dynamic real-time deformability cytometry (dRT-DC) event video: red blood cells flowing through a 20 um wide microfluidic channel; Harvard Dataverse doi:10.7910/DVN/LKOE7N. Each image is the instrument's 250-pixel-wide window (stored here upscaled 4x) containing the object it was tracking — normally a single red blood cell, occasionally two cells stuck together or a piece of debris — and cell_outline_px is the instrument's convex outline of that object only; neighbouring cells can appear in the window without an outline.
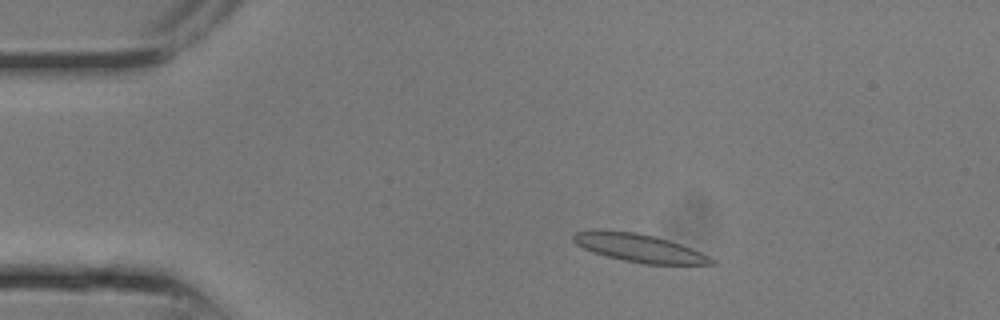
{"species": "common noctule bat (a hibernating species)", "species_latin": "Nyctalus noctula", "temperature_condition": "room temperature", "stored_images_in_passage": 7, "camera_frame_rate_fps": 3000, "um_per_image_px": 0.085, "animal": {"sex": "male", "body_mass_g": 13.3}, "frame": {"image": 1, "passage_image": 3, "time_ms": 0.667, "image_size_px": [1000, 320], "cell_outline_px": [[720, 264], [644, 264], [624, 260], [592, 252], [576, 244], [572, 240], [572, 236], [576, 232], [596, 228], [636, 232], [668, 240], [692, 248], [716, 260]], "centroid_in_image_um": [54.3, 21.06], "position_along_channel_um": 30.7, "area_um2": 22.72}}
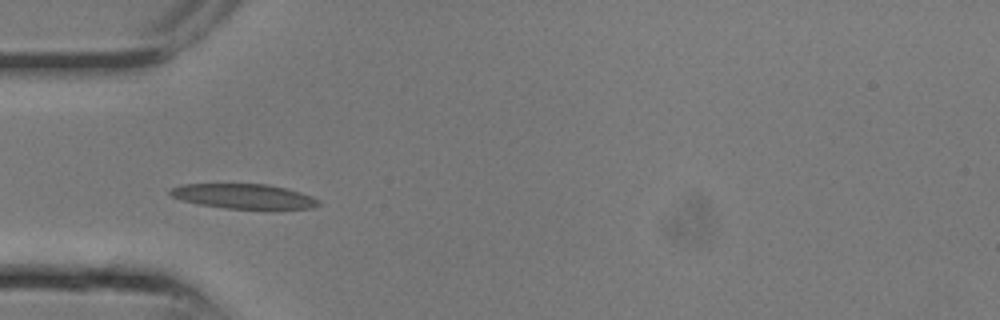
{"frame": {"image": 2, "passage_image": 6, "time_ms": 1.667, "image_size_px": [1000, 320], "cell_outline_px": [[320, 204], [312, 208], [224, 208], [200, 204], [180, 200], [172, 196], [168, 192], [172, 188], [180, 184], [268, 184], [300, 192], [312, 196], [320, 200]], "centroid_in_image_um": [20.69, 16.67], "position_along_channel_um": 64.3, "area_um2": 21.15}}